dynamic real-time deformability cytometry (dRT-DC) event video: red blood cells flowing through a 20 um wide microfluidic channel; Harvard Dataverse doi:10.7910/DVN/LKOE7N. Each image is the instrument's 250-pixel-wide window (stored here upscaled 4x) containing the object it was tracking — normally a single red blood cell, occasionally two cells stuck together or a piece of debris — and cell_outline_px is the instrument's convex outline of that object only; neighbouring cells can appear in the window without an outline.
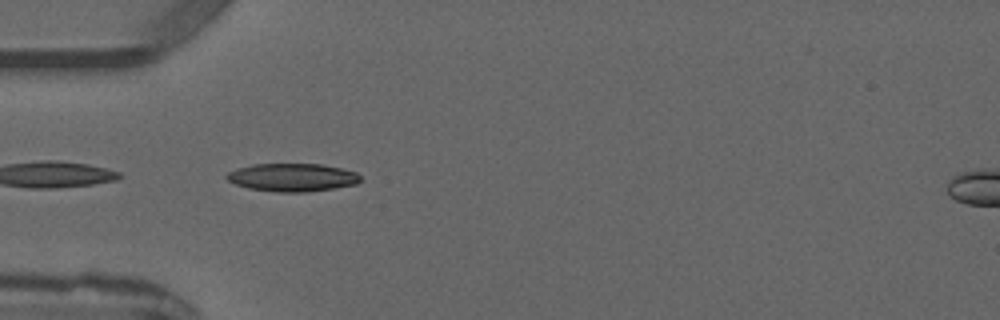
{"species": "common noctule bat (a hibernating species)", "species_latin": "Nyctalus noctula", "temperature_condition": "warm", "stored_images_in_passage": 4, "camera_frame_rate_fps": 3000, "um_per_image_px": 0.085, "animal": {"sex": "male", "forearm_length_mm": 52.5}, "frame": {"image": 1, "passage_image": 3, "time_ms": 2.667, "image_size_px": [1000, 320], "cell_outline_px": [[360, 180], [356, 184], [332, 188], [304, 192], [280, 192], [248, 188], [236, 184], [228, 180], [224, 176], [228, 172], [236, 168], [252, 164], [324, 164], [356, 172], [360, 176]], "centroid_in_image_um": [24.82, 15.07], "position_along_channel_um": 60.2, "area_um2": 21.73}}
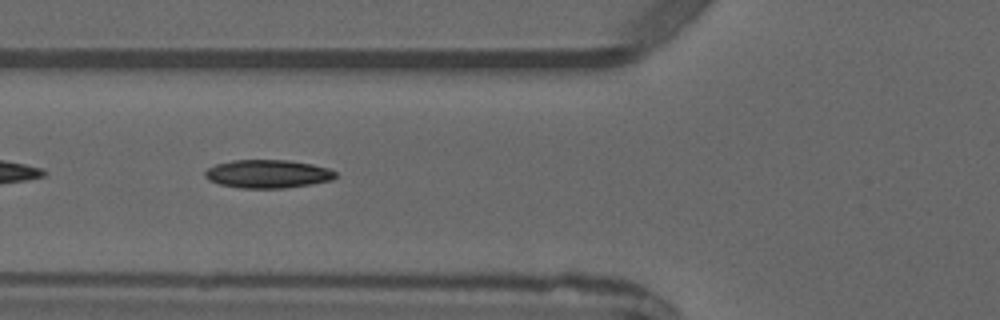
{"frame": {"image": 2, "passage_image": 4, "time_ms": 3.667, "image_size_px": [1000, 320], "cell_outline_px": [[336, 176], [332, 180], [312, 184], [288, 188], [236, 188], [220, 184], [208, 180], [204, 176], [204, 172], [208, 168], [216, 164], [232, 160], [288, 160], [312, 164], [328, 168], [336, 172]], "centroid_in_image_um": [22.75, 14.79], "position_along_channel_um": 103.1, "area_um2": 21.68}}